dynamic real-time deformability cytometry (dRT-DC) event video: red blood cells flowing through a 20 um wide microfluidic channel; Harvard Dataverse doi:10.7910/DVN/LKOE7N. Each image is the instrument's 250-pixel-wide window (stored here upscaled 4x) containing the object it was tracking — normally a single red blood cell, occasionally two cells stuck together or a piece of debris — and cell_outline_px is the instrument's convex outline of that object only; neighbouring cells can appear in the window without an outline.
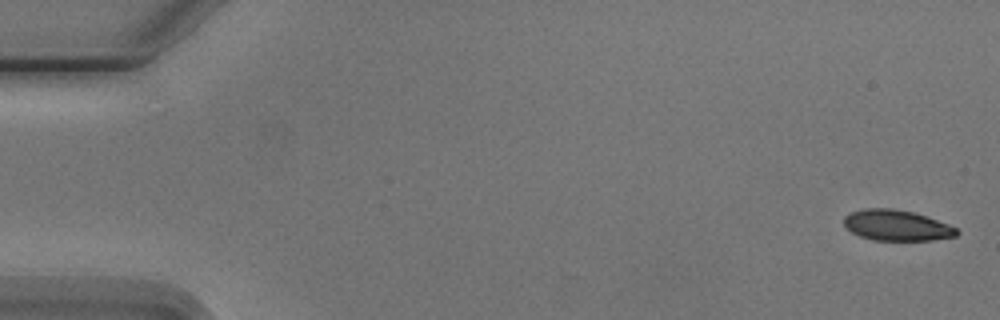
{"species": "Egyptian fruit bat (a non-hibernating species)", "species_latin": "Rousettus aegyptiacus", "temperature_condition": "cold", "stored_images_in_passage": 7, "camera_frame_rate_fps": 3000, "um_per_image_px": 0.085, "animal": {"sex": "male"}, "frame": {"image": 1, "passage_image": 1, "time_ms": 0.0, "image_size_px": [1000, 320], "cell_outline_px": [[960, 232], [956, 236], [932, 240], [872, 240], [860, 236], [852, 232], [844, 224], [844, 216], [848, 212], [864, 208], [892, 208], [912, 212], [948, 224], [956, 228]], "centroid_in_image_um": [76.18, 19.15], "position_along_channel_um": 8.8, "area_um2": 20.11}}
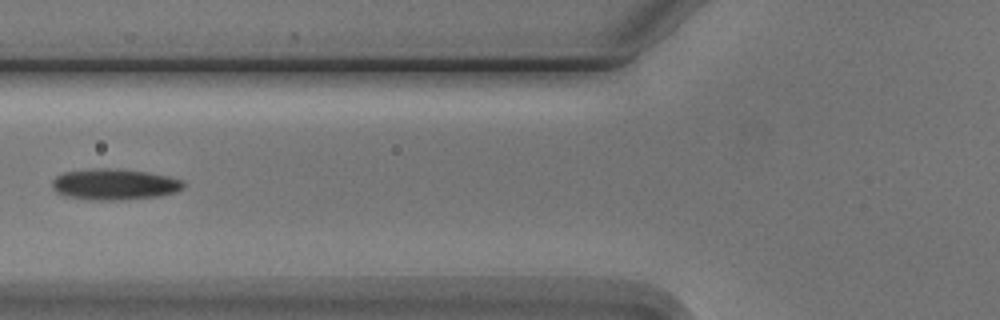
{"frame": {"image": 2, "passage_image": 6, "time_ms": 6.667, "image_size_px": [1000, 320], "cell_outline_px": [[184, 188], [176, 192], [160, 196], [120, 200], [96, 200], [64, 196], [56, 192], [52, 188], [52, 180], [56, 176], [64, 172], [96, 168], [116, 168], [148, 172], [168, 176], [180, 180], [184, 184]], "centroid_in_image_um": [9.71, 15.67], "position_along_channel_um": 116.1, "area_um2": 23.87}}
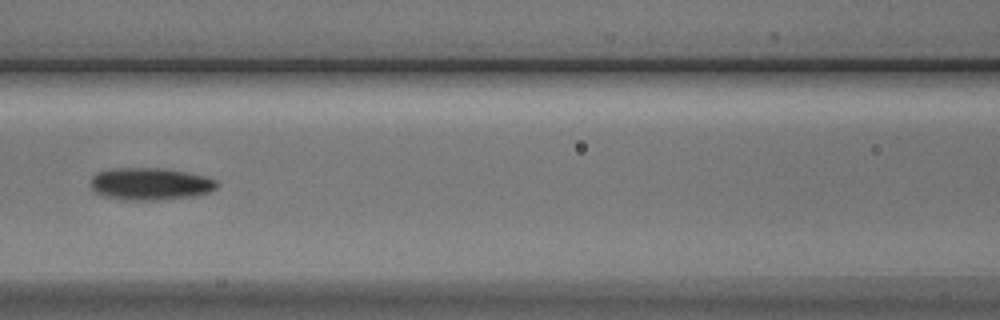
{"frame": {"image": 3, "passage_image": 7, "time_ms": 7.667, "image_size_px": [1000, 320], "cell_outline_px": [[220, 184], [216, 188], [208, 192], [196, 196], [152, 200], [124, 200], [104, 196], [96, 192], [92, 188], [92, 176], [96, 172], [112, 168], [164, 168], [188, 172], [208, 176], [216, 180]], "centroid_in_image_um": [12.81, 15.62], "position_along_channel_um": 153.8, "area_um2": 23.93}}